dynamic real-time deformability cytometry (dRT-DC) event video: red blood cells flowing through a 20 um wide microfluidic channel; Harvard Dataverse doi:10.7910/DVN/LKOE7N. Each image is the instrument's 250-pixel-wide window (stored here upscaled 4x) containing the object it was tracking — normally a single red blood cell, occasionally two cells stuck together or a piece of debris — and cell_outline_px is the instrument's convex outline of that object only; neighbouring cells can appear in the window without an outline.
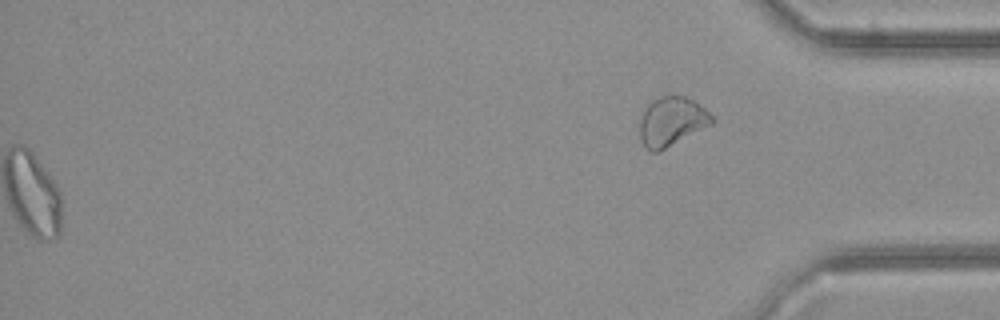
{"species": "common noctule bat (a hibernating species)", "species_latin": "Nyctalus noctula", "temperature_condition": "cold", "stored_images_in_passage": 34, "segment_of_instrument_passage": [2, 2], "camera_frame_rate_fps": 3000, "um_per_image_px": 0.085, "animal": {"sex": "female", "body_mass_g": 21.9}, "frame": {"image": 1, "passage_image": 34, "time_ms": 11.0, "image_size_px": [1000, 320], "cell_outline_px": [[716, 120], [712, 124], [660, 152], [652, 152], [640, 140], [640, 116], [648, 104], [652, 100], [668, 92], [684, 96], [692, 100], [704, 108]], "centroid_in_image_um": [57.08, 10.3], "position_along_channel_um": 378.1, "area_um2": 20.98}}